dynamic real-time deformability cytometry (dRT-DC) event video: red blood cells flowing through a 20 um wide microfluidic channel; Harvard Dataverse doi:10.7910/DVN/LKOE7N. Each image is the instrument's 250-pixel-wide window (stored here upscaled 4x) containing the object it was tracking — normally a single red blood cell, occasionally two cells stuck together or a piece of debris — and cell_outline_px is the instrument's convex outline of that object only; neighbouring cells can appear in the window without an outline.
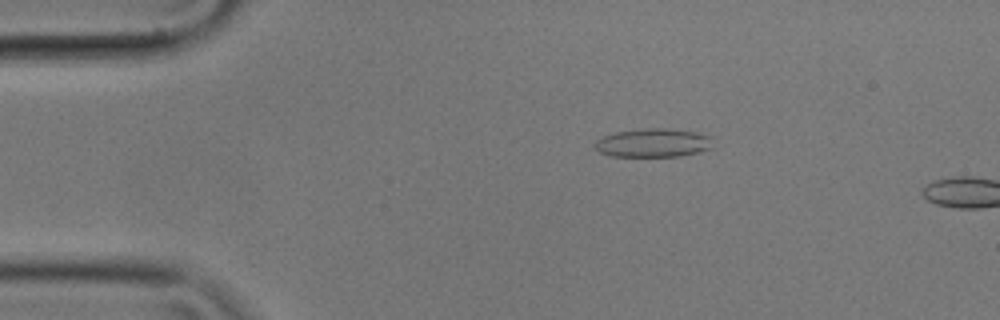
{"species": "common noctule bat (a hibernating species)", "species_latin": "Nyctalus noctula", "temperature_condition": "cold", "stored_images_in_passage": 9, "camera_frame_rate_fps": 3000, "um_per_image_px": 0.085, "animal": {"sex": "male", "body_mass_g": 17.9}, "frame": {"image": 1, "passage_image": 6, "time_ms": 1.667, "image_size_px": [1000, 320], "cell_outline_px": [[716, 136], [712, 148], [700, 152], [680, 156], [612, 156], [600, 152], [596, 148], [596, 140], [604, 136], [616, 132], [640, 128], [668, 128], [696, 132]], "centroid_in_image_um": [55.63, 12.13], "position_along_channel_um": 29.4, "area_um2": 20.0}}